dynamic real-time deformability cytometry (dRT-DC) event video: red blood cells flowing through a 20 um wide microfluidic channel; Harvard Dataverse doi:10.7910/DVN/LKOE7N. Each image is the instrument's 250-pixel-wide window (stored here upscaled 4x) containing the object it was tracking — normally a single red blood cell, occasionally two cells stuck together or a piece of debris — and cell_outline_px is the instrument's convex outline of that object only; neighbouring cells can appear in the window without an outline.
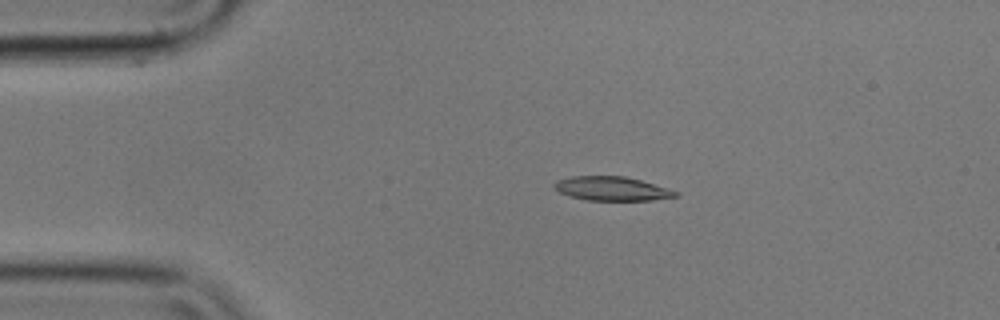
{"species": "common noctule bat (a hibernating species)", "species_latin": "Nyctalus noctula", "temperature_condition": "cold", "stored_images_in_passage": 4, "camera_frame_rate_fps": 3000, "um_per_image_px": 0.085, "animal": {"sex": "male", "body_mass_g": 17.9}, "frame": {"image": 1, "passage_image": 3, "time_ms": 0.667, "image_size_px": [1000, 320], "cell_outline_px": [[680, 196], [652, 200], [588, 200], [572, 196], [560, 192], [552, 184], [556, 180], [572, 176], [624, 176], [640, 180], [668, 188], [680, 192]], "centroid_in_image_um": [52.05, 16.03], "position_along_channel_um": 33.0, "area_um2": 16.88}}